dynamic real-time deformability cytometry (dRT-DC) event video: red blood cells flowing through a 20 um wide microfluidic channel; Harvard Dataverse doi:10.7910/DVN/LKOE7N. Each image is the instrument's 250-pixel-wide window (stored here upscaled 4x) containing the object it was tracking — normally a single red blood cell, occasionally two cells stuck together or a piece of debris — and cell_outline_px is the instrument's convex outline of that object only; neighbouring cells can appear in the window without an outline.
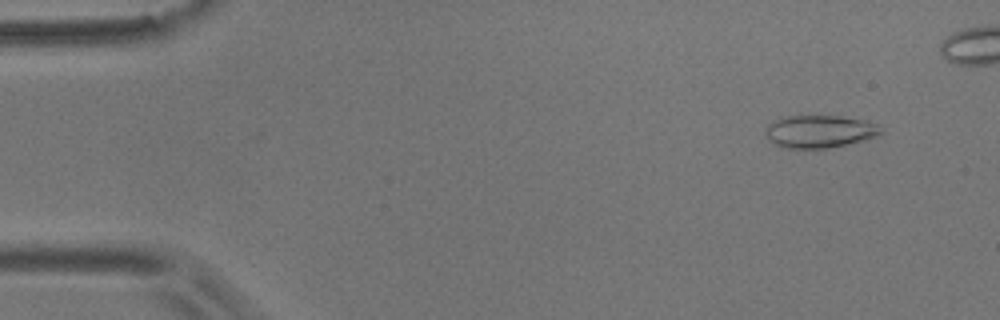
{"species": "common noctule bat (a hibernating species)", "species_latin": "Nyctalus noctula", "temperature_condition": "room temperature", "stored_images_in_passage": 7, "camera_frame_rate_fps": 3000, "um_per_image_px": 0.085, "animal": {"sex": "male", "body_mass_g": 17.9}, "frame": {"image": 1, "passage_image": 2, "time_ms": 1.333, "image_size_px": [1000, 320], "cell_outline_px": [[884, 132], [876, 136], [828, 148], [780, 148], [772, 144], [768, 140], [764, 132], [764, 128], [772, 120], [780, 116], [840, 116], [864, 120], [876, 124]], "centroid_in_image_um": [69.55, 11.17], "position_along_channel_um": 15.5, "area_um2": 22.08}}